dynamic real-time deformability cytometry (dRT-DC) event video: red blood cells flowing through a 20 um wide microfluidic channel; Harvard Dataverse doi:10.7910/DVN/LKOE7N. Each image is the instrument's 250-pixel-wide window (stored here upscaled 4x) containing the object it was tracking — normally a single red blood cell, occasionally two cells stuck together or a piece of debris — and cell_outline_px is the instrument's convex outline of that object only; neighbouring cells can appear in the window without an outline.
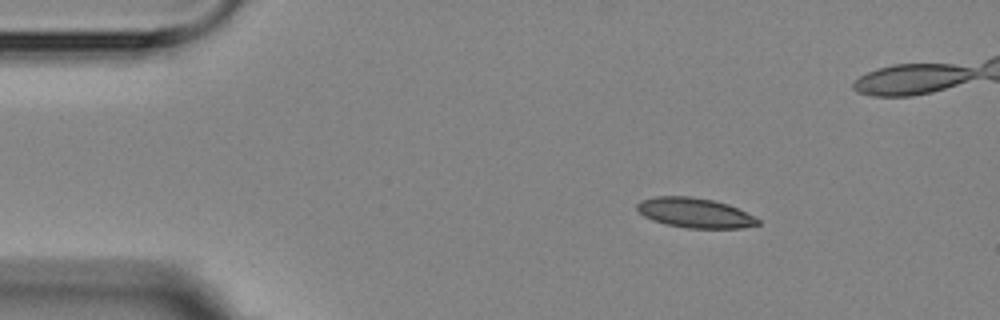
{"species": "Egyptian fruit bat (a non-hibernating species)", "species_latin": "Rousettus aegyptiacus", "temperature_condition": "room temperature", "stored_images_in_passage": 3, "camera_frame_rate_fps": 3000, "um_per_image_px": 0.085, "animal": {"sex": "female"}, "frame": {"image": 1, "passage_image": 1, "time_ms": 0.0, "image_size_px": [1000, 320], "cell_outline_px": [[760, 224], [740, 228], [688, 228], [668, 224], [652, 220], [644, 216], [636, 208], [636, 204], [640, 200], [656, 196], [688, 196], [712, 200], [728, 204], [760, 220]], "centroid_in_image_um": [59.02, 18.08], "position_along_channel_um": 26.0, "area_um2": 20.75}}